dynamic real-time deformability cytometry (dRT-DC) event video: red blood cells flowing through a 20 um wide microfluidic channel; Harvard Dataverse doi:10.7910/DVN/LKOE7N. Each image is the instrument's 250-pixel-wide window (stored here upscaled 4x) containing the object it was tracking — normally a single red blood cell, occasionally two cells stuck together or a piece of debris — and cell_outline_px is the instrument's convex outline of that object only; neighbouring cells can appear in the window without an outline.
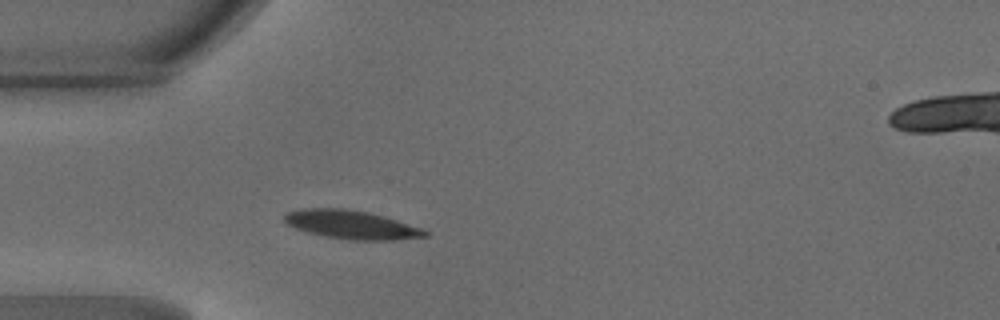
{"species": "common noctule bat (a hibernating species)", "species_latin": "Nyctalus noctula", "temperature_condition": "warm", "stored_images_in_passage": 36, "camera_frame_rate_fps": 3000, "um_per_image_px": 0.085, "animal": {"sex": "male", "body_mass_g": 18.8}, "frame": {"image": 1, "passage_image": 1, "time_ms": 0.0, "image_size_px": [1000, 320], "cell_outline_px": [[428, 236], [396, 240], [348, 240], [324, 236], [308, 232], [296, 228], [288, 224], [284, 220], [284, 212], [304, 208], [344, 208], [368, 212], [384, 216], [420, 228], [428, 232]], "centroid_in_image_um": [29.84, 19.09], "position_along_channel_um": 55.2, "area_um2": 23.35}}
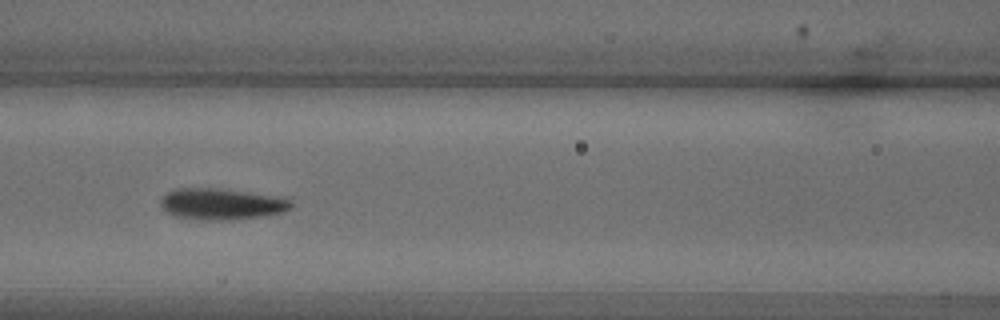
{"frame": {"image": 2, "passage_image": 8, "time_ms": 2.333, "image_size_px": [1000, 320], "cell_outline_px": [[292, 204], [288, 208], [280, 212], [260, 216], [224, 220], [200, 220], [172, 216], [160, 204], [160, 200], [164, 192], [176, 188], [220, 188], [280, 196], [288, 200]], "centroid_in_image_um": [18.74, 17.32], "position_along_channel_um": 147.9, "area_um2": 23.76}}
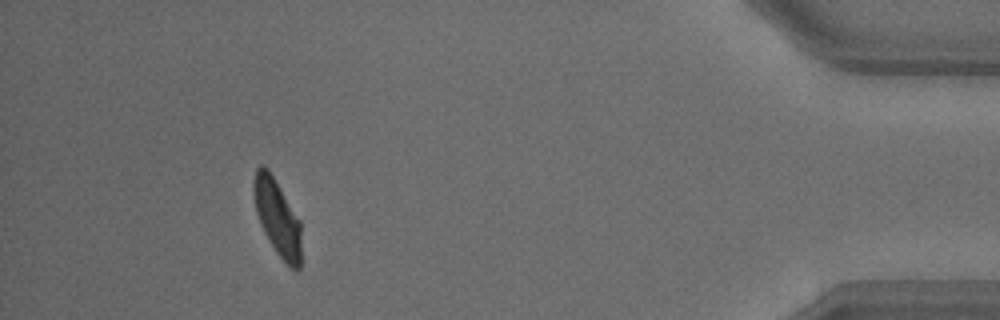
{"frame": {"image": 3, "passage_image": 31, "time_ms": 10.0, "image_size_px": [1000, 320], "cell_outline_px": [[300, 268], [296, 272], [288, 268], [276, 252], [264, 232], [260, 224], [256, 212], [252, 188], [252, 184], [256, 168], [260, 164], [264, 164], [268, 168], [300, 220]], "centroid_in_image_um": [23.55, 18.49], "position_along_channel_um": 411.6, "area_um2": 21.33}}